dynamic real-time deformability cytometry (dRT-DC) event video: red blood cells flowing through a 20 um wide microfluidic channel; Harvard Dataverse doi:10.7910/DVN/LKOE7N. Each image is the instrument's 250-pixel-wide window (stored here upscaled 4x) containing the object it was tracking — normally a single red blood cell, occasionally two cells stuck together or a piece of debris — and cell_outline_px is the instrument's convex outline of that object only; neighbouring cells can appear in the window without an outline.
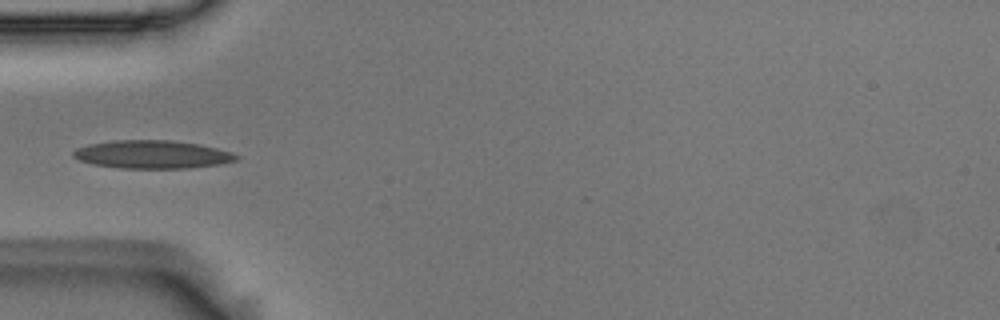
{"species": "Egyptian fruit bat (a non-hibernating species)", "species_latin": "Rousettus aegyptiacus", "temperature_condition": "room temperature", "stored_images_in_passage": 7, "camera_frame_rate_fps": 3000, "um_per_image_px": 0.085, "animal": {"sex": "male"}, "frame": {"image": 1, "passage_image": 4, "time_ms": 1.0, "image_size_px": [1000, 320], "cell_outline_px": [[240, 160], [220, 164], [188, 168], [120, 168], [92, 164], [80, 160], [72, 156], [72, 152], [76, 148], [88, 144], [116, 140], [168, 140], [196, 144], [216, 148], [232, 152], [240, 156]], "centroid_in_image_um": [12.94, 13.13], "position_along_channel_um": 72.1, "area_um2": 26.7}}
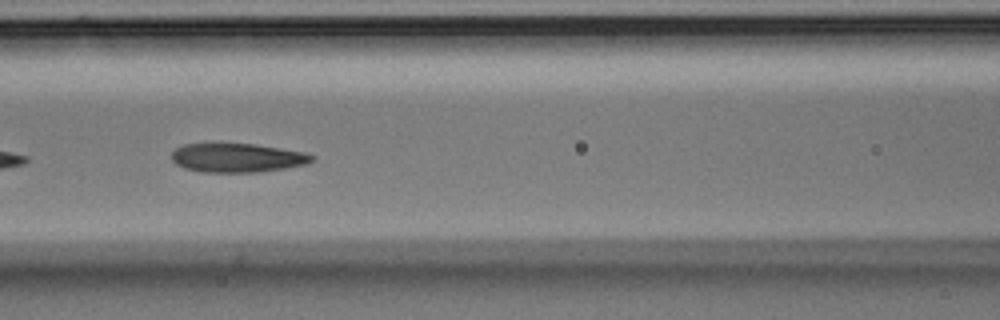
{"frame": {"image": 2, "passage_image": 6, "time_ms": 1.667, "image_size_px": [1000, 320], "cell_outline_px": [[316, 156], [308, 164], [260, 172], [200, 172], [184, 168], [176, 164], [172, 160], [172, 152], [176, 148], [184, 144], [220, 140], [256, 144], [304, 152]], "centroid_in_image_um": [20.11, 13.36], "position_along_channel_um": 146.5, "area_um2": 24.68}}
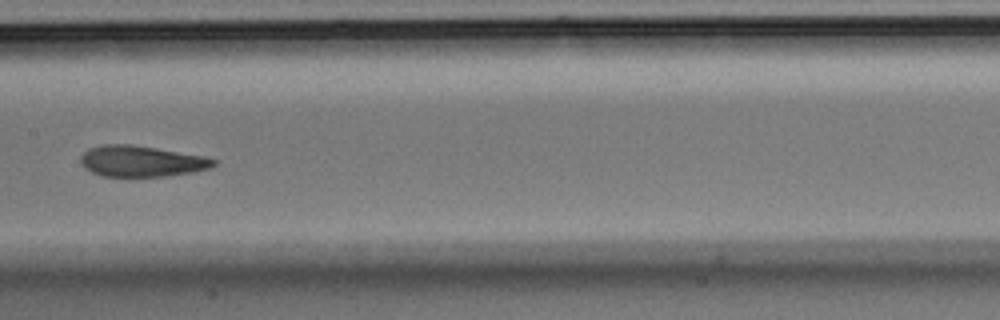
{"frame": {"image": 3, "passage_image": 7, "time_ms": 2.0, "image_size_px": [1000, 320], "cell_outline_px": [[216, 164], [212, 168], [192, 172], [164, 176], [100, 176], [84, 168], [80, 160], [80, 156], [88, 148], [100, 144], [132, 144], [204, 156], [216, 160]], "centroid_in_image_um": [11.99, 13.69], "position_along_channel_um": 195.4, "area_um2": 24.1}}